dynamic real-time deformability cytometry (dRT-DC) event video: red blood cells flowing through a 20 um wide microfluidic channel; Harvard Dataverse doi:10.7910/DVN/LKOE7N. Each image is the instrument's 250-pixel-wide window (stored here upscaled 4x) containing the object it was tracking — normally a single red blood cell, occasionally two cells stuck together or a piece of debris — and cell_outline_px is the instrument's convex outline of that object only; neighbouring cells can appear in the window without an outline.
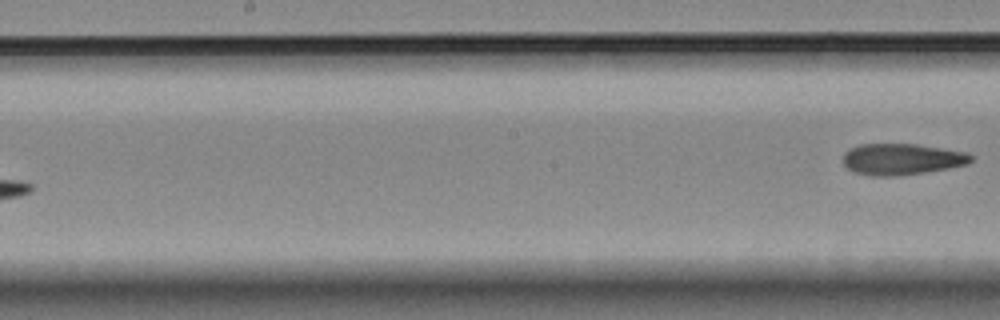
{"species": "Egyptian fruit bat (a non-hibernating species)", "species_latin": "Rousettus aegyptiacus", "temperature_condition": "room temperature", "stored_images_in_passage": 8, "segment_of_instrument_passage": [2, 2], "camera_frame_rate_fps": 3000, "um_per_image_px": 0.085, "animal": {"sex": "female"}, "frame": {"image": 1, "passage_image": 8, "time_ms": 8.333, "image_size_px": [1000, 320], "cell_outline_px": [[972, 160], [968, 164], [948, 168], [924, 172], [896, 176], [872, 176], [856, 172], [848, 168], [844, 164], [844, 152], [848, 148], [860, 144], [916, 144], [968, 152], [972, 156]], "centroid_in_image_um": [76.65, 13.52], "position_along_channel_um": 171.5, "area_um2": 23.29}}